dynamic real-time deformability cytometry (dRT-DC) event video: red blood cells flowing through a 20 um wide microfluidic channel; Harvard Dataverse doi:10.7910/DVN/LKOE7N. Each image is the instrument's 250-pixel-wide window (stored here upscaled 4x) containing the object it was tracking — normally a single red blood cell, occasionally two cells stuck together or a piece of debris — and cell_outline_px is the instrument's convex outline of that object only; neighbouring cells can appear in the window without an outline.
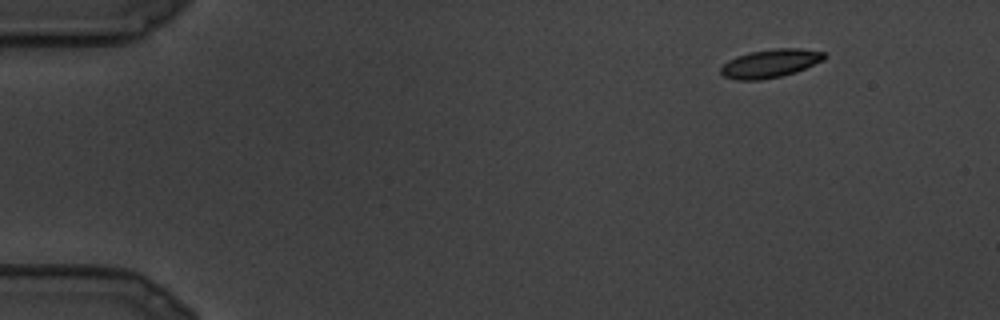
{"species": "common noctule bat (a hibernating species)", "species_latin": "Nyctalus noctula", "temperature_condition": "cold", "stored_images_in_passage": 13, "camera_frame_rate_fps": 3000, "um_per_image_px": 0.085, "animal": {"sex": "male", "body_mass_g": 19.5, "forearm_length_mm": 54.6}, "frame": {"image": 1, "passage_image": 1, "time_ms": 0.0, "image_size_px": [1000, 320], "cell_outline_px": [[828, 56], [824, 60], [796, 72], [784, 76], [760, 80], [736, 80], [724, 76], [720, 72], [720, 68], [728, 60], [736, 56], [748, 52], [772, 48], [800, 48], [824, 52]], "centroid_in_image_um": [65.48, 5.38], "position_along_channel_um": 19.5, "area_um2": 17.4}}
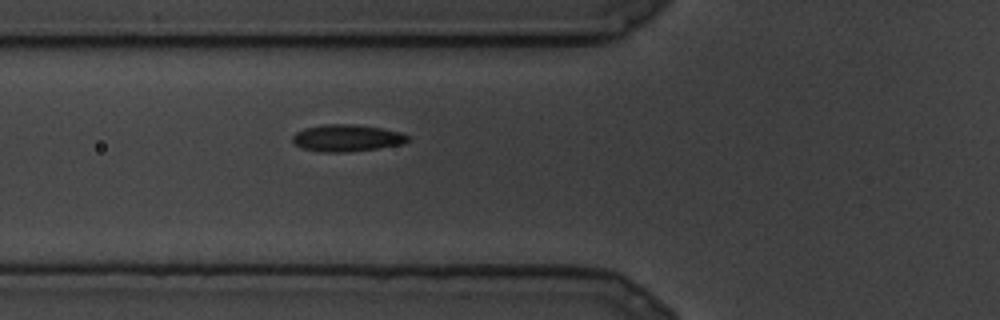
{"frame": {"image": 2, "passage_image": 8, "time_ms": 2.333, "image_size_px": [1000, 320], "cell_outline_px": [[412, 136], [404, 144], [380, 148], [348, 152], [320, 152], [300, 148], [292, 140], [292, 136], [296, 132], [304, 128], [324, 124], [352, 124], [380, 128], [400, 132]], "centroid_in_image_um": [29.49, 11.74], "position_along_channel_um": 96.3, "area_um2": 18.26}}
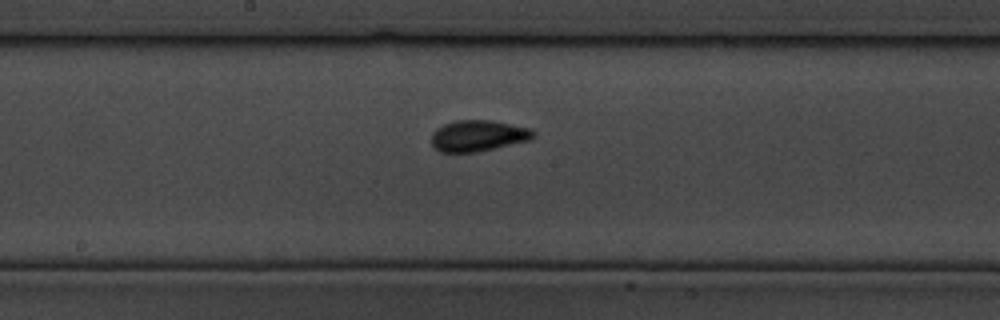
{"frame": {"image": 3, "passage_image": 13, "time_ms": 4.0, "image_size_px": [1000, 320], "cell_outline_px": [[536, 132], [528, 140], [496, 148], [476, 152], [440, 152], [432, 148], [432, 132], [436, 128], [444, 124], [456, 120], [488, 120], [528, 128]], "centroid_in_image_um": [40.56, 11.55], "position_along_channel_um": 207.6, "area_um2": 18.32}}